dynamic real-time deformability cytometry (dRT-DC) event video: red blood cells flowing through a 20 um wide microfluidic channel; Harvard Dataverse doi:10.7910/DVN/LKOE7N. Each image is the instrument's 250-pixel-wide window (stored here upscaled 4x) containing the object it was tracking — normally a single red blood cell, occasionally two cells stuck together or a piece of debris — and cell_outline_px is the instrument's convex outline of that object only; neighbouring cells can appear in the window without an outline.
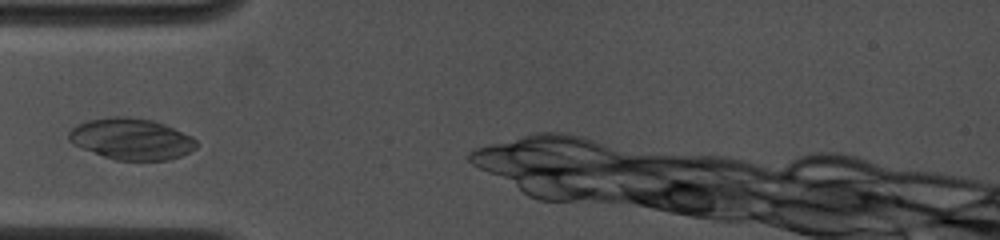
{"species": "common noctule bat (a hibernating species)", "species_latin": "Nyctalus noctula", "temperature_condition": "cold", "stored_images_in_passage": 27, "camera_frame_rate_fps": 4500, "um_per_image_px": 0.085, "animal": {"sex": "female", "body_mass_g": 19.0, "forearm_length_mm": 53.3}, "frame": {"image": 1, "passage_image": 1, "time_ms": 0.0, "image_size_px": [1000, 240], "cell_outline_px": [[196, 148], [180, 156], [168, 160], [116, 160], [80, 148], [72, 144], [68, 140], [68, 132], [72, 128], [88, 120], [112, 116], [124, 116], [152, 120], [164, 124], [192, 136], [196, 140]], "centroid_in_image_um": [11.14, 11.81], "position_along_channel_um": 73.9, "area_um2": 30.63}}
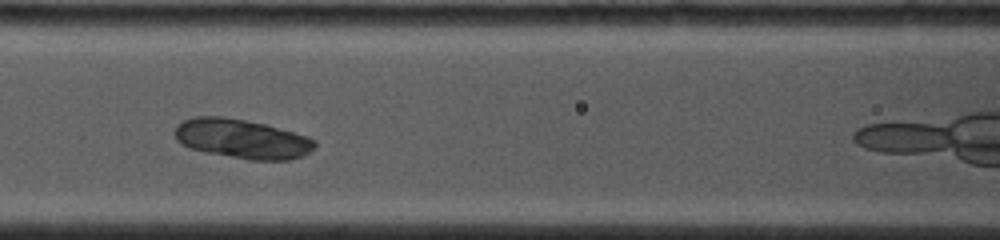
{"frame": {"image": 2, "passage_image": 6, "time_ms": 1.778, "image_size_px": [1000, 240], "cell_outline_px": [[316, 148], [300, 156], [288, 160], [248, 160], [208, 152], [192, 148], [176, 140], [176, 124], [184, 120], [196, 116], [224, 116], [264, 124], [308, 136], [316, 140]], "centroid_in_image_um": [20.6, 11.79], "position_along_channel_um": 146.0, "area_um2": 31.85}}